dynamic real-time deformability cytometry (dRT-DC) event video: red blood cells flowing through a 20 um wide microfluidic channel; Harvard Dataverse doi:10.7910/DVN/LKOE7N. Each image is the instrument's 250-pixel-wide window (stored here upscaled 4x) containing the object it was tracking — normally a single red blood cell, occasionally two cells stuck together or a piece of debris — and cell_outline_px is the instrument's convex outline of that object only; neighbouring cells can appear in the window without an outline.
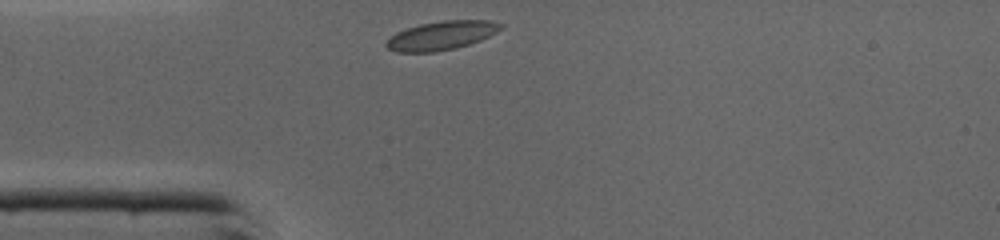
{"species": "common noctule bat (a hibernating species)", "species_latin": "Nyctalus noctula", "temperature_condition": "cold", "stored_images_in_passage": 25, "camera_frame_rate_fps": 3000, "um_per_image_px": 0.085, "animal": {"sex": "male", "body_mass_g": 19.0, "forearm_length_mm": 50.8}, "frame": {"image": 1, "passage_image": 1, "time_ms": 0.0, "image_size_px": [1000, 240], "cell_outline_px": [[504, 28], [480, 40], [456, 48], [432, 52], [396, 52], [388, 48], [384, 44], [396, 32], [420, 24], [444, 20], [488, 20], [504, 24]], "centroid_in_image_um": [37.54, 3.01], "position_along_channel_um": 47.5, "area_um2": 19.07}}
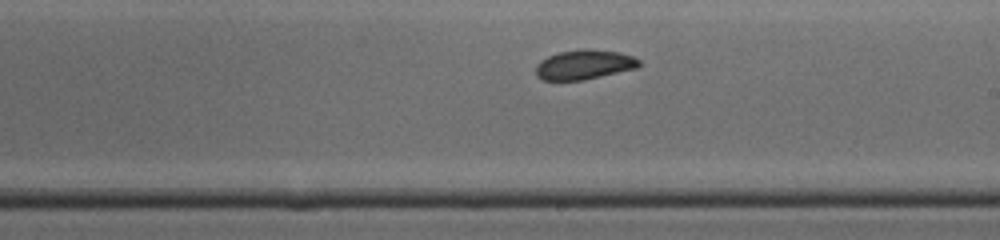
{"frame": {"image": 2, "passage_image": 15, "time_ms": 4.667, "image_size_px": [1000, 240], "cell_outline_px": [[640, 64], [636, 68], [584, 80], [544, 80], [536, 76], [536, 64], [540, 60], [548, 56], [560, 52], [620, 52], [632, 56], [640, 60]], "centroid_in_image_um": [49.62, 5.55], "position_along_channel_um": 239.4, "area_um2": 16.94}}
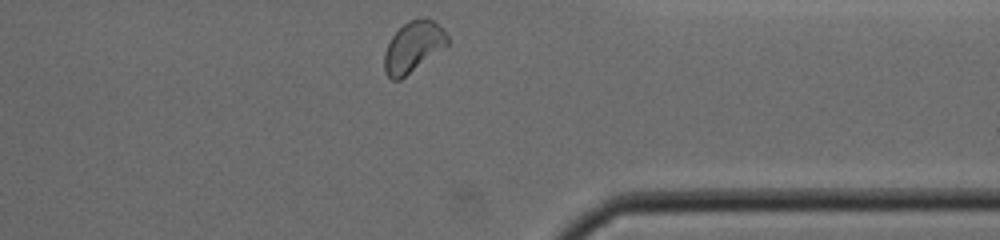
{"frame": {"image": 3, "passage_image": 25, "time_ms": 8.0, "image_size_px": [1000, 240], "cell_outline_px": [[448, 44], [400, 80], [392, 80], [384, 72], [384, 52], [392, 36], [408, 20], [424, 16], [428, 16], [444, 28], [448, 36]], "centroid_in_image_um": [35.13, 3.94], "position_along_channel_um": 376.3, "area_um2": 18.73}, "authors_computed_cell_mechanics": {"area_um2": 18.5538, "velocity_mm_per_s": 4.33, "shape_relaxation_time_tau1_ms": 1.9192, "shape_relaxation_time_tau2_ms": 1.1691, "deformation_change_tau1": 0.055, "deformation_change_tau2": 0.0331}}